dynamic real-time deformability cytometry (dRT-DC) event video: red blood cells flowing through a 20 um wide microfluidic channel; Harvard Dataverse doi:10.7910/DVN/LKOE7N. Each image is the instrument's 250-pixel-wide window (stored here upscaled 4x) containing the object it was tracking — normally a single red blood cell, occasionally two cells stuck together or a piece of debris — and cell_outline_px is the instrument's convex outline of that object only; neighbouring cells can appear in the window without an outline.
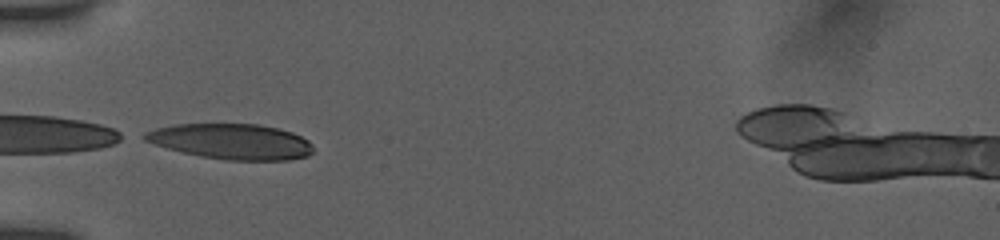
{"species": "human", "species_latin": "Homo sapiens", "temperature_condition": "room temperature", "stored_images_in_passage": 27, "camera_frame_rate_fps": 3000, "um_per_image_px": 0.085, "donor": {"sex": "female"}, "frame": {"image": 1, "passage_image": 1, "time_ms": 0.0, "image_size_px": [1000, 240], "cell_outline_px": [[312, 152], [308, 156], [288, 160], [228, 160], [200, 156], [168, 148], [144, 140], [144, 132], [156, 128], [176, 124], [260, 124], [292, 132], [308, 140], [312, 144]], "centroid_in_image_um": [19.69, 12.02], "position_along_channel_um": 65.3, "area_um2": 34.56}}
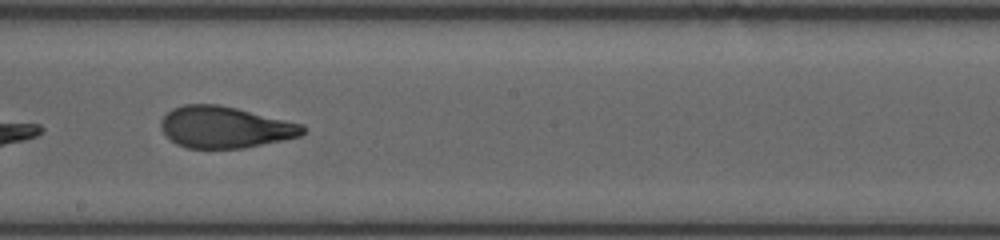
{"frame": {"image": 2, "passage_image": 16, "time_ms": 4.333, "image_size_px": [1000, 240], "cell_outline_px": [[308, 128], [300, 136], [244, 148], [188, 148], [176, 144], [160, 128], [160, 120], [172, 108], [184, 104], [220, 104], [304, 124]], "centroid_in_image_um": [19.13, 10.8], "position_along_channel_um": 229.1, "area_um2": 34.39}}
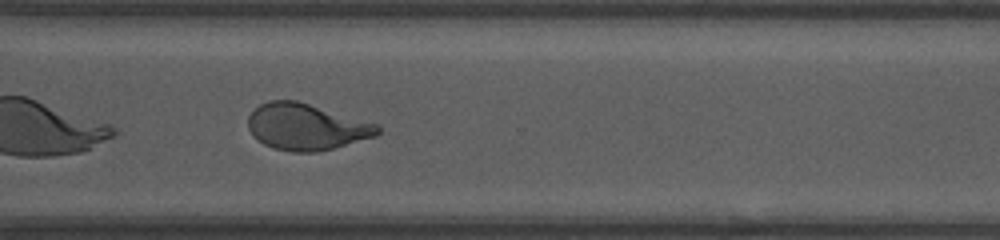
{"frame": {"image": 3, "passage_image": 26, "time_ms": 7.333, "image_size_px": [1000, 240], "cell_outline_px": [[380, 132], [376, 136], [332, 148], [316, 152], [292, 152], [276, 148], [264, 144], [252, 136], [248, 128], [248, 116], [260, 104], [268, 100], [296, 100], [380, 124]], "centroid_in_image_um": [26.04, 10.77], "position_along_channel_um": 344.6, "area_um2": 35.03}}